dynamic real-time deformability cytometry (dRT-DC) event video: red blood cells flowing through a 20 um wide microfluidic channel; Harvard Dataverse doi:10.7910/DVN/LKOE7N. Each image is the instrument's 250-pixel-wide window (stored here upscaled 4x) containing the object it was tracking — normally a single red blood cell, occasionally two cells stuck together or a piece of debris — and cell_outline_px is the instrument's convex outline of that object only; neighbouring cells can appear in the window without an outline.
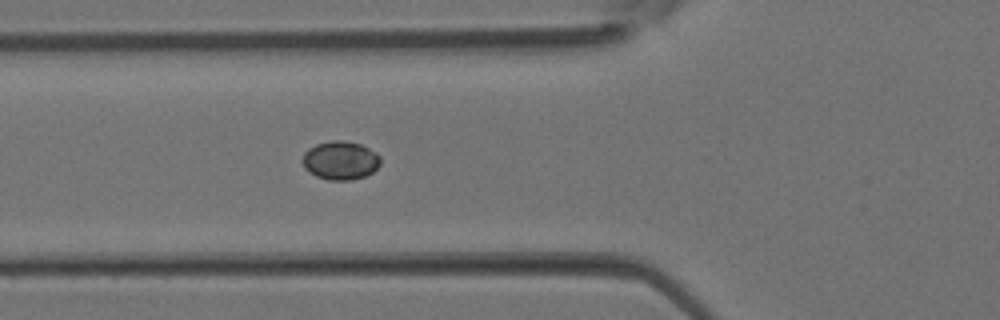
{"species": "Egyptian fruit bat (a non-hibernating species)", "species_latin": "Rousettus aegyptiacus", "temperature_condition": "room temperature", "stored_images_in_passage": 24, "camera_frame_rate_fps": 3000, "um_per_image_px": 0.085, "animal": {"sex": "female"}, "frame": {"image": 1, "passage_image": 2, "time_ms": 0.333, "image_size_px": [1000, 320], "cell_outline_px": [[380, 164], [372, 172], [364, 176], [348, 180], [328, 180], [316, 176], [308, 172], [304, 168], [304, 152], [308, 148], [316, 144], [332, 140], [340, 140], [360, 144], [376, 152], [380, 156]], "centroid_in_image_um": [28.93, 13.63], "position_along_channel_um": 96.9, "area_um2": 17.4}}
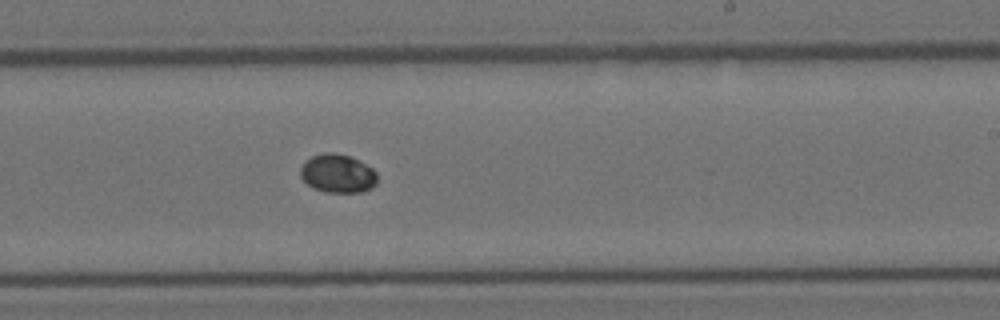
{"frame": {"image": 2, "passage_image": 11, "time_ms": 3.333, "image_size_px": [1000, 320], "cell_outline_px": [[376, 184], [372, 188], [360, 192], [324, 192], [312, 188], [300, 176], [300, 168], [312, 156], [324, 152], [336, 152], [348, 156], [372, 168], [376, 172]], "centroid_in_image_um": [28.69, 14.76], "position_along_channel_um": 260.3, "area_um2": 17.11}}
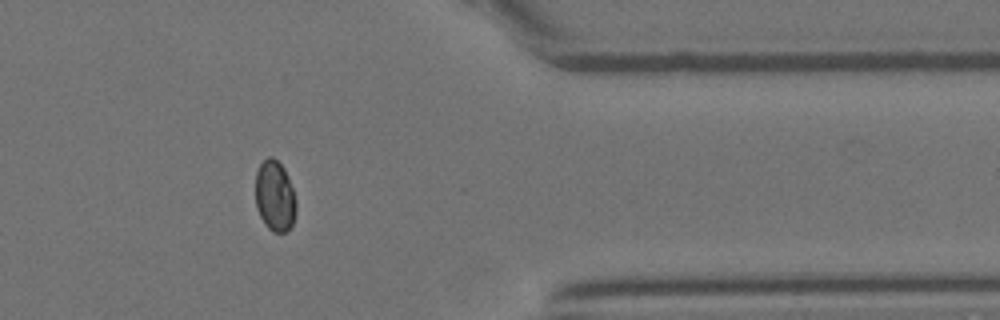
{"frame": {"image": 3, "passage_image": 19, "time_ms": 6.0, "image_size_px": [1000, 320], "cell_outline_px": [[296, 212], [292, 224], [288, 232], [272, 232], [264, 224], [256, 208], [256, 172], [260, 164], [268, 156], [272, 156], [284, 168], [288, 176], [296, 200]], "centroid_in_image_um": [23.36, 16.68], "position_along_channel_um": 388.0, "area_um2": 16.88}}